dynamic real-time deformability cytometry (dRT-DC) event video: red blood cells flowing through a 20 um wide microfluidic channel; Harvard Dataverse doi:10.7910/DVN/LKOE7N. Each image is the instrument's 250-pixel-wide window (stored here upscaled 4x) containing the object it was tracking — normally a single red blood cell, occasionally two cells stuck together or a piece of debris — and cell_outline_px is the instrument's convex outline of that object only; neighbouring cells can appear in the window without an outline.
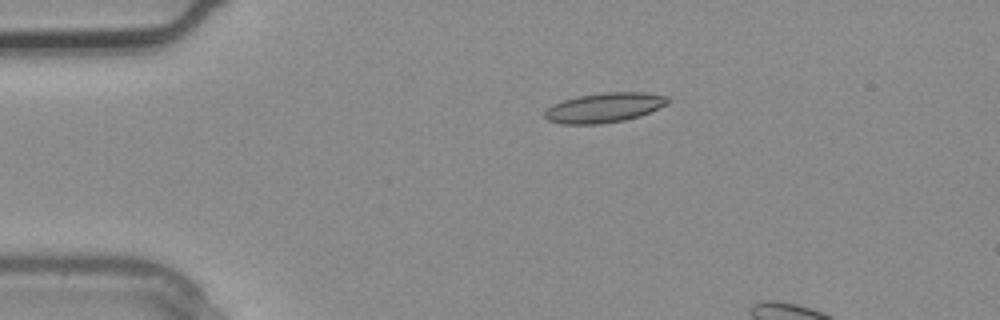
{"species": "common noctule bat (a hibernating species)", "species_latin": "Nyctalus noctula", "temperature_condition": "warm", "stored_images_in_passage": 3, "camera_frame_rate_fps": 3000, "um_per_image_px": 0.085, "animal": {"sex": "male", "body_mass_g": 20.4}, "frame": {"image": 1, "passage_image": 2, "time_ms": 0.333, "image_size_px": [1000, 320], "cell_outline_px": [[672, 100], [668, 104], [640, 116], [624, 120], [600, 124], [560, 124], [548, 120], [544, 116], [544, 112], [552, 104], [576, 96], [604, 92], [644, 92], [668, 96]], "centroid_in_image_um": [51.38, 9.14], "position_along_channel_um": 33.6, "area_um2": 21.5}}